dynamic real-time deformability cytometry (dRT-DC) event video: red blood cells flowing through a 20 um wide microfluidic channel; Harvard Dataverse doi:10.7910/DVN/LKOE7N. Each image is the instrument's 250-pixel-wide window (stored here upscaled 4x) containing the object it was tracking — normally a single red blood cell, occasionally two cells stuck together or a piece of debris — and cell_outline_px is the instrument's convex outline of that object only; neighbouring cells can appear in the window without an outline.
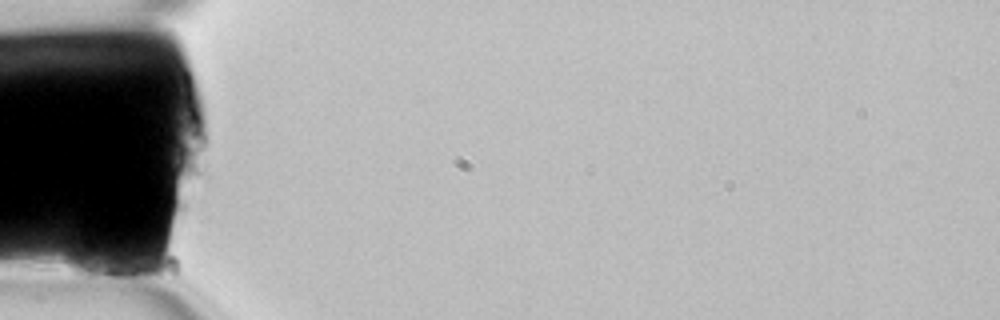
{"species": "common noctule bat (a hibernating species)", "species_latin": "Nyctalus noctula", "temperature_condition": "room temperature", "stored_images_in_passage": 5, "camera_frame_rate_fps": 3000, "um_per_image_px": 0.085, "animal": {"sex": "female", "body_mass_g": 22.7, "forearm_length_mm": 54.2}, "frame": {"image": 1, "passage_image": 1, "time_ms": 0.0, "image_size_px": [1000, 320], "cell_outline_px": [[144, 268], [132, 280], [80, 276], [68, 268], [64, 240], [84, 220], [92, 216], [132, 252]], "centroid_in_image_um": [8.46, 21.53], "position_along_channel_um": 76.5, "area_um2": 23.12}}